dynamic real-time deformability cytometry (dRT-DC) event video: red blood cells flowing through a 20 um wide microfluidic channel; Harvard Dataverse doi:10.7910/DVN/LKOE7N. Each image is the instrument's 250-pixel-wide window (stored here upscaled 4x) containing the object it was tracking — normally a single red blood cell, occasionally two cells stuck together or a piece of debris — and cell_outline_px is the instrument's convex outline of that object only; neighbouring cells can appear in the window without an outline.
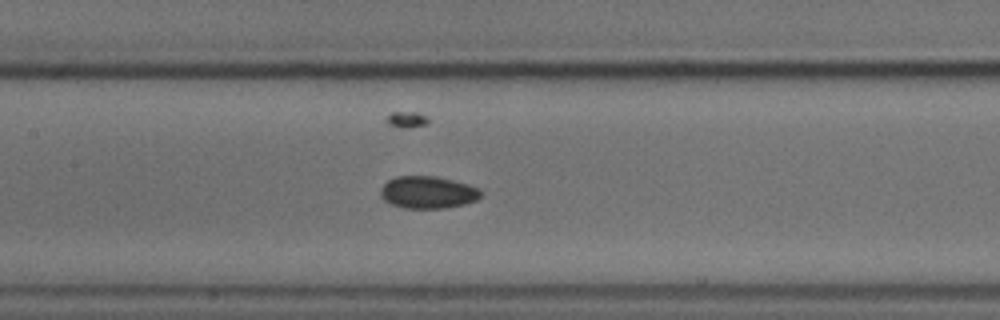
{"species": "common noctule bat (a hibernating species)", "species_latin": "Nyctalus noctula", "temperature_condition": "cold", "stored_images_in_passage": 38, "camera_frame_rate_fps": 3000, "um_per_image_px": 0.085, "animal": {"sex": "male", "body_mass_g": 18.8}, "frame": {"image": 1, "passage_image": 10, "time_ms": 3.0, "image_size_px": [1000, 320], "cell_outline_px": [[480, 196], [476, 200], [464, 204], [444, 208], [404, 208], [392, 204], [384, 200], [380, 196], [380, 188], [388, 180], [396, 176], [436, 176], [468, 184], [480, 188]], "centroid_in_image_um": [36.34, 16.34], "position_along_channel_um": 171.1, "area_um2": 18.84}}
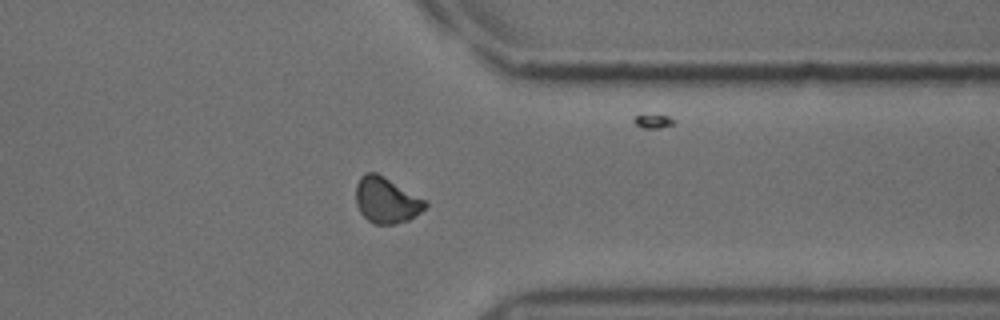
{"frame": {"image": 2, "passage_image": 27, "time_ms": 8.667, "image_size_px": [1000, 320], "cell_outline_px": [[428, 204], [420, 212], [408, 220], [392, 224], [372, 224], [360, 212], [356, 204], [356, 184], [360, 176], [364, 172], [376, 172], [424, 200]], "centroid_in_image_um": [32.78, 17.02], "position_along_channel_um": 378.6, "area_um2": 18.21}}
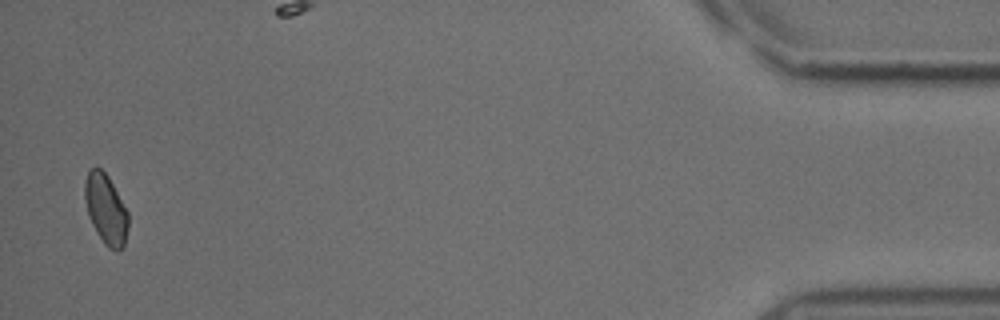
{"frame": {"image": 3, "passage_image": 37, "time_ms": 12.0, "image_size_px": [1000, 320], "cell_outline_px": [[128, 228], [124, 248], [116, 252], [108, 248], [104, 244], [96, 232], [88, 216], [84, 196], [84, 184], [88, 168], [100, 168], [108, 176], [128, 212]], "centroid_in_image_um": [8.99, 17.81], "position_along_channel_um": 426.2, "area_um2": 17.92}, "authors_computed_cell_mechanics": {"area_um2": 18.207, "velocity_mm_per_s": 3.7273, "shape_relaxation_time_tau1_ms": null, "shape_relaxation_time_tau2_ms": 4.5596, "deformation_change_tau1": null, "deformation_change_tau2": 0.0647}}